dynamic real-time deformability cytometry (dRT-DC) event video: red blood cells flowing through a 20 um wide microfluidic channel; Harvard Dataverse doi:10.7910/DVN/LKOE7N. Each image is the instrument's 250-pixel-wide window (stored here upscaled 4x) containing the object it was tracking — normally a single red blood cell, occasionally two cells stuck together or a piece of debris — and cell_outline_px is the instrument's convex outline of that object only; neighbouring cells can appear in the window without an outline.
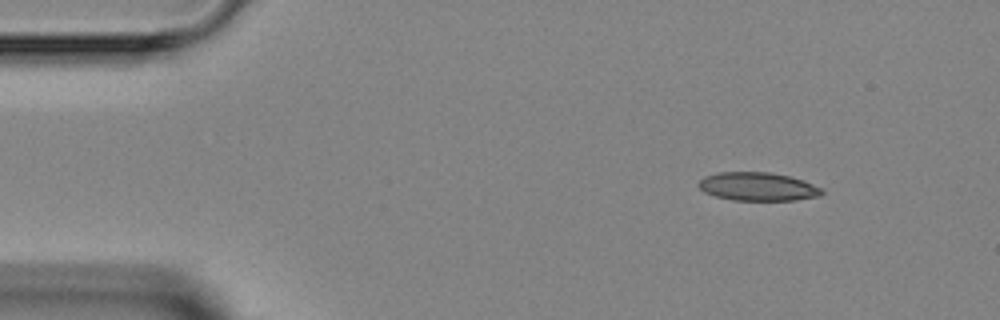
{"species": "Egyptian fruit bat (a non-hibernating species)", "species_latin": "Rousettus aegyptiacus", "temperature_condition": "room temperature", "stored_images_in_passage": 2, "camera_frame_rate_fps": 3000, "um_per_image_px": 0.085, "animal": {"sex": "female"}, "frame": {"image": 1, "passage_image": 1, "time_ms": 0.0, "image_size_px": [1000, 320], "cell_outline_px": [[824, 192], [820, 196], [796, 200], [732, 200], [716, 196], [704, 192], [696, 184], [704, 176], [720, 172], [768, 172], [788, 176], [804, 180], [820, 188]], "centroid_in_image_um": [64.39, 15.86], "position_along_channel_um": 20.6, "area_um2": 20.35}}
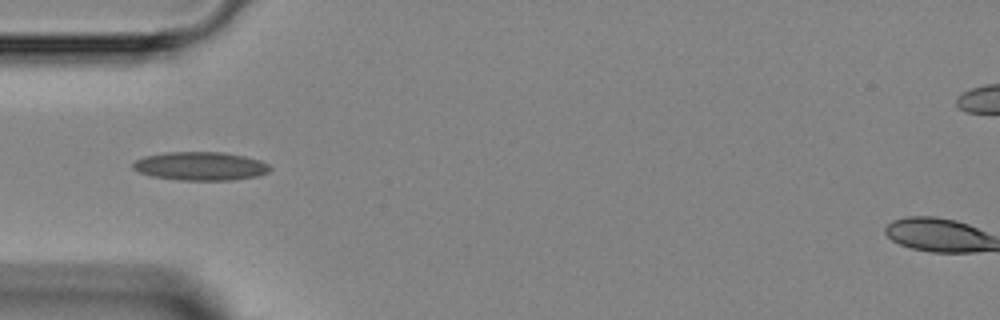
{"frame": {"image": 2, "passage_image": 2, "time_ms": 3.0, "image_size_px": [1000, 320], "cell_outline_px": [[272, 168], [268, 172], [260, 176], [232, 180], [180, 180], [152, 176], [140, 172], [132, 168], [132, 164], [136, 160], [144, 156], [164, 152], [220, 152], [244, 156], [260, 160], [268, 164]], "centroid_in_image_um": [17.05, 14.12], "position_along_channel_um": 67.9, "area_um2": 22.83}}